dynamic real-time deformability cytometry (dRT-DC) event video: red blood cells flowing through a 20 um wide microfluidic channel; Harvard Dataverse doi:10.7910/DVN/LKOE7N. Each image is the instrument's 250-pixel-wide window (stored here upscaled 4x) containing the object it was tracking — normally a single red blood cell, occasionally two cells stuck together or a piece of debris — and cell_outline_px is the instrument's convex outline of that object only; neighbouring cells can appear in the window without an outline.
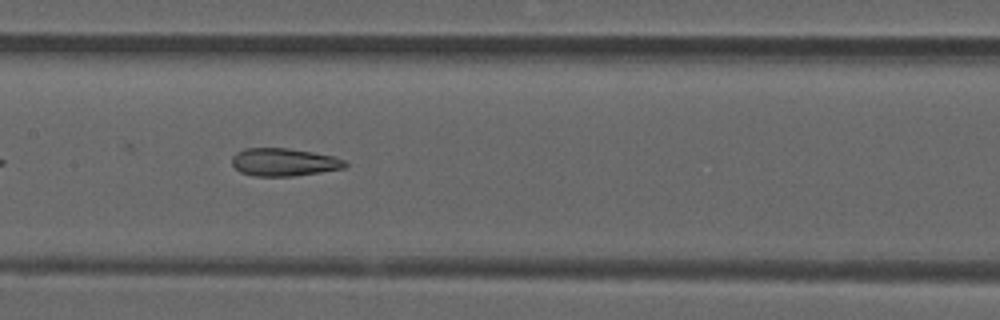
{"species": "common noctule bat (a hibernating species)", "species_latin": "Nyctalus noctula", "temperature_condition": "room temperature", "stored_images_in_passage": 36, "camera_frame_rate_fps": 3000, "um_per_image_px": 0.085, "animal": {"sex": "male", "forearm_length_mm": 52.5}, "frame": {"image": 1, "passage_image": 10, "time_ms": 3.0, "image_size_px": [1000, 320], "cell_outline_px": [[348, 164], [344, 168], [320, 172], [292, 176], [252, 176], [240, 172], [232, 164], [232, 156], [236, 152], [244, 148], [288, 148], [312, 152], [332, 156], [344, 160]], "centroid_in_image_um": [24.1, 13.78], "position_along_channel_um": 183.3, "area_um2": 18.32}}
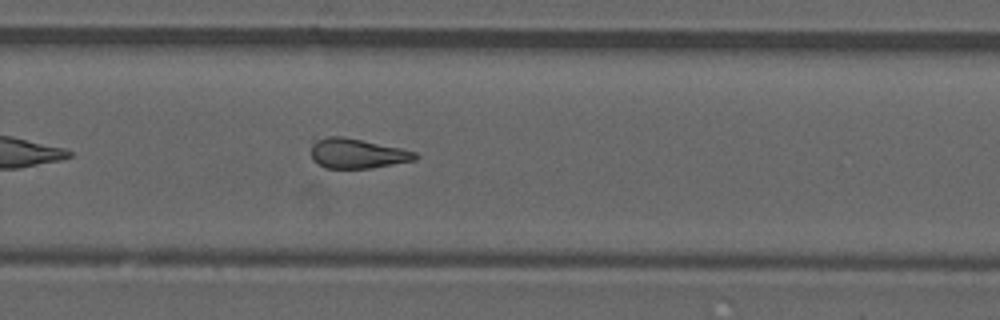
{"frame": {"image": 2, "passage_image": 19, "time_ms": 6.0, "image_size_px": [1000, 320], "cell_outline_px": [[420, 156], [416, 160], [372, 168], [324, 168], [316, 164], [312, 160], [312, 144], [316, 140], [328, 136], [340, 136], [400, 148], [416, 152]], "centroid_in_image_um": [30.35, 13.06], "position_along_channel_um": 299.4, "area_um2": 18.03}, "authors_computed_cell_mechanics": {"area_um2": 18.3515, "velocity_mm_per_s": 3.8887, "shape_relaxation_time_tau1_ms": null, "shape_relaxation_time_tau2_ms": 3.2275, "deformation_change_tau1": null, "deformation_change_tau2": 0.1358}}